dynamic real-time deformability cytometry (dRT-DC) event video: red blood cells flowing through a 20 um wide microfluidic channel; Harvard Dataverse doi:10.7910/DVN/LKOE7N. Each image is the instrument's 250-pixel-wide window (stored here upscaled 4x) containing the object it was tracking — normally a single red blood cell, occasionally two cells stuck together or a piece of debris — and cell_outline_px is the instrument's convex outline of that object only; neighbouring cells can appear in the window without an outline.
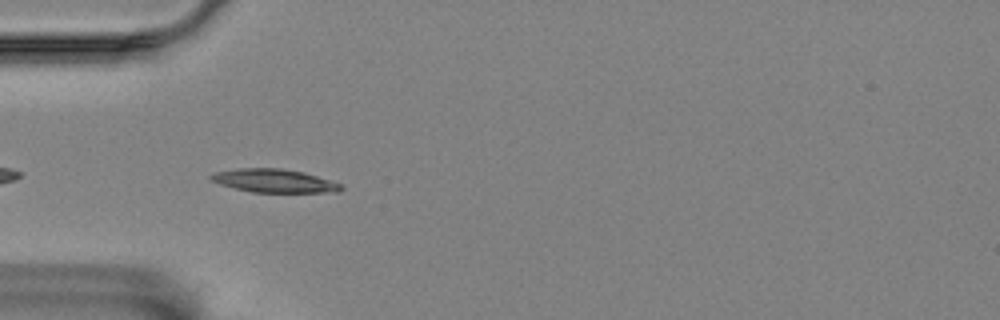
{"species": "Egyptian fruit bat (a non-hibernating species)", "species_latin": "Rousettus aegyptiacus", "temperature_condition": "room temperature", "stored_images_in_passage": 28, "camera_frame_rate_fps": 3000, "um_per_image_px": 0.085, "animal": {"sex": "female"}, "frame": {"image": 1, "passage_image": 3, "time_ms": 0.667, "image_size_px": [1000, 320], "cell_outline_px": [[344, 188], [336, 192], [252, 192], [220, 184], [208, 180], [208, 176], [216, 172], [240, 168], [280, 168], [304, 172], [340, 184]], "centroid_in_image_um": [23.26, 15.36], "position_along_channel_um": 61.7, "area_um2": 17.51}}
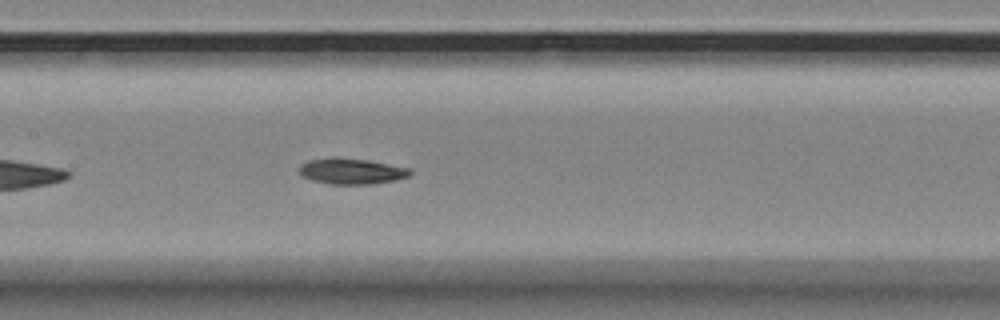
{"frame": {"image": 2, "passage_image": 13, "time_ms": 4.0, "image_size_px": [1000, 320], "cell_outline_px": [[412, 172], [408, 176], [396, 180], [372, 184], [328, 184], [312, 180], [300, 176], [300, 164], [308, 160], [368, 160], [408, 168]], "centroid_in_image_um": [29.89, 14.6], "position_along_channel_um": 177.5, "area_um2": 15.95}}
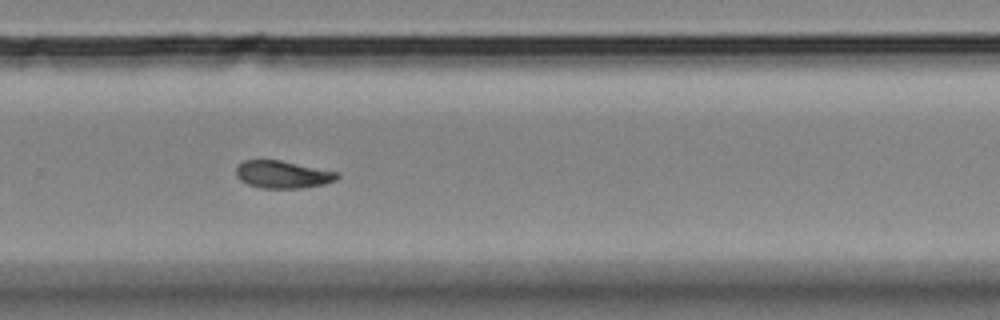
{"frame": {"image": 3, "passage_image": 24, "time_ms": 7.667, "image_size_px": [1000, 320], "cell_outline_px": [[340, 176], [336, 180], [324, 184], [300, 188], [260, 188], [248, 184], [240, 180], [236, 176], [236, 168], [244, 160], [280, 160], [340, 172]], "centroid_in_image_um": [24.05, 14.83], "position_along_channel_um": 305.7, "area_um2": 16.24}}